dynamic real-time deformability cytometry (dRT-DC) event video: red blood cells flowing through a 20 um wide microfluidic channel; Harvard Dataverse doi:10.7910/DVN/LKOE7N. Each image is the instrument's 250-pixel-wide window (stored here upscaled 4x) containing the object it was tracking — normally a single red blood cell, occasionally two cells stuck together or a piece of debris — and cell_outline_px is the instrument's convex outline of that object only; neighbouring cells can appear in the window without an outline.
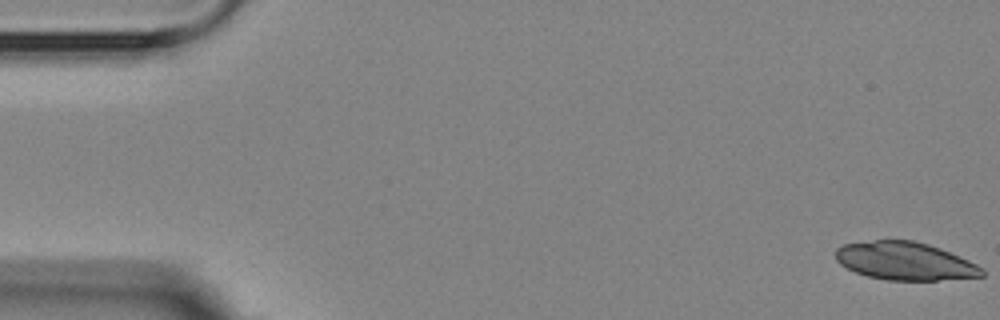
{"species": "Egyptian fruit bat (a non-hibernating species)", "species_latin": "Rousettus aegyptiacus", "temperature_condition": "room temperature", "stored_images_in_passage": 6, "camera_frame_rate_fps": 3000, "um_per_image_px": 0.085, "animal": {"sex": "female"}, "frame": {"image": 1, "passage_image": 1, "time_ms": 0.0, "image_size_px": [1000, 320], "cell_outline_px": [[984, 276], [936, 280], [888, 280], [868, 276], [856, 272], [840, 264], [836, 260], [836, 248], [844, 244], [876, 240], [912, 240], [928, 244], [940, 248], [968, 260], [984, 268]], "centroid_in_image_um": [76.93, 22.19], "position_along_channel_um": 8.1, "area_um2": 32.19}}